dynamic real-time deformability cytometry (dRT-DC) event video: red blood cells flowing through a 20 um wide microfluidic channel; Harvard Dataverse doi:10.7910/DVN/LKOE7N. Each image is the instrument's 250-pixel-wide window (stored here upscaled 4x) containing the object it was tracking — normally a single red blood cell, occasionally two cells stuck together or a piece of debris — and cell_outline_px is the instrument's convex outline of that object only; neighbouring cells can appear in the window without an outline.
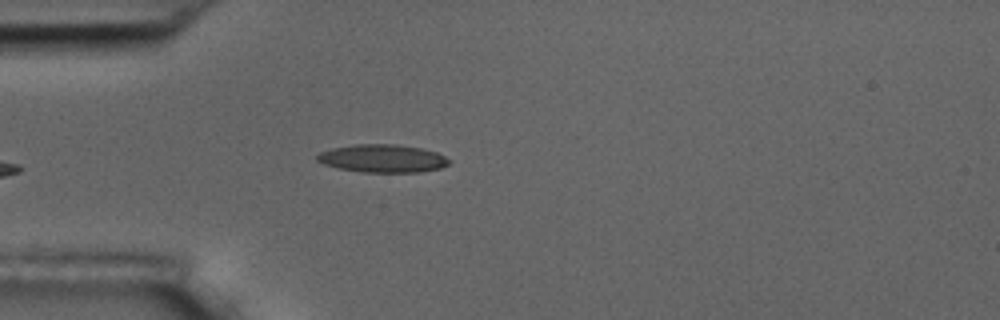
{"species": "common noctule bat (a hibernating species)", "species_latin": "Nyctalus noctula", "temperature_condition": "room temperature", "stored_images_in_passage": 3, "camera_frame_rate_fps": 3000, "um_per_image_px": 0.085, "animal": {"sex": "male", "body_mass_g": 17.5, "forearm_length_mm": 52.3}, "frame": {"image": 1, "passage_image": 3, "time_ms": 2.333, "image_size_px": [1000, 320], "cell_outline_px": [[452, 160], [448, 164], [440, 168], [420, 172], [364, 172], [340, 168], [324, 164], [316, 160], [316, 156], [320, 152], [332, 148], [356, 144], [396, 144], [420, 148], [436, 152]], "centroid_in_image_um": [32.53, 13.46], "position_along_channel_um": 52.5, "area_um2": 21.39}}